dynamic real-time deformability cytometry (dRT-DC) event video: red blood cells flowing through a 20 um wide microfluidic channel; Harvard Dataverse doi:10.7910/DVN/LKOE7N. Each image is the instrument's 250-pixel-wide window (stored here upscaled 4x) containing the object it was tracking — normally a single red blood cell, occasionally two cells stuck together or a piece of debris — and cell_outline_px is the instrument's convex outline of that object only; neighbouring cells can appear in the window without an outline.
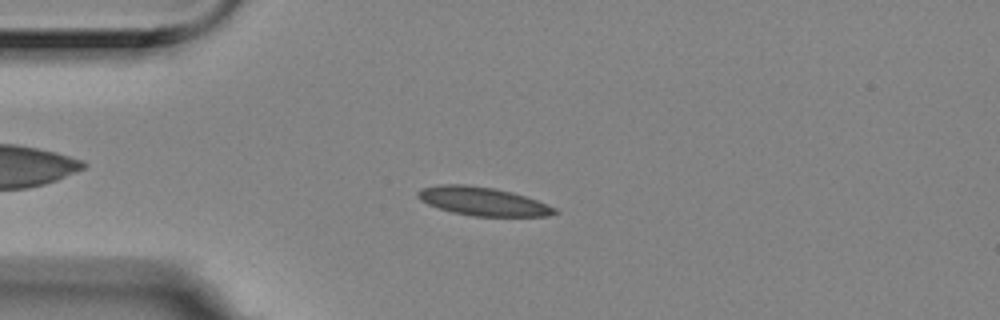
{"species": "Egyptian fruit bat (a non-hibernating species)", "species_latin": "Rousettus aegyptiacus", "temperature_condition": "room temperature", "stored_images_in_passage": 50, "camera_frame_rate_fps": 3000, "um_per_image_px": 0.085, "animal": {"sex": "female"}, "frame": {"image": 1, "passage_image": 8, "time_ms": 2.333, "image_size_px": [1000, 320], "cell_outline_px": [[560, 212], [548, 216], [472, 216], [452, 212], [428, 204], [420, 200], [416, 196], [416, 192], [420, 188], [440, 184], [464, 184], [492, 188], [512, 192], [536, 200], [556, 208]], "centroid_in_image_um": [41.01, 17.11], "position_along_channel_um": 44.0, "area_um2": 22.66}}
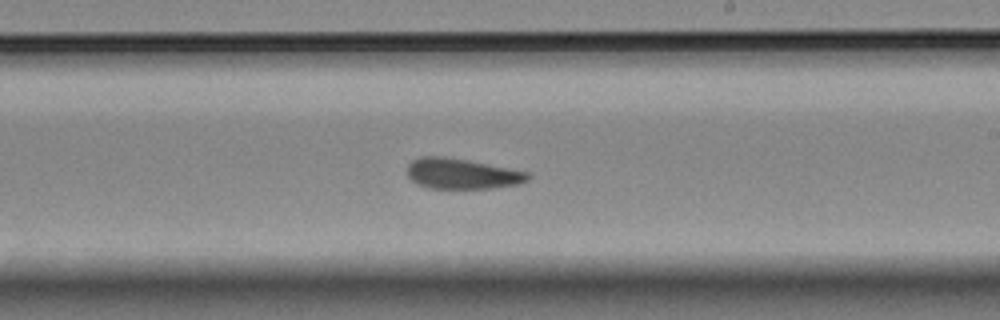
{"frame": {"image": 2, "passage_image": 27, "time_ms": 8.667, "image_size_px": [1000, 320], "cell_outline_px": [[528, 180], [520, 184], [492, 188], [428, 188], [412, 180], [408, 176], [408, 164], [412, 160], [420, 156], [444, 156], [468, 160], [528, 172]], "centroid_in_image_um": [39.25, 14.76], "position_along_channel_um": 249.8, "area_um2": 21.27}}
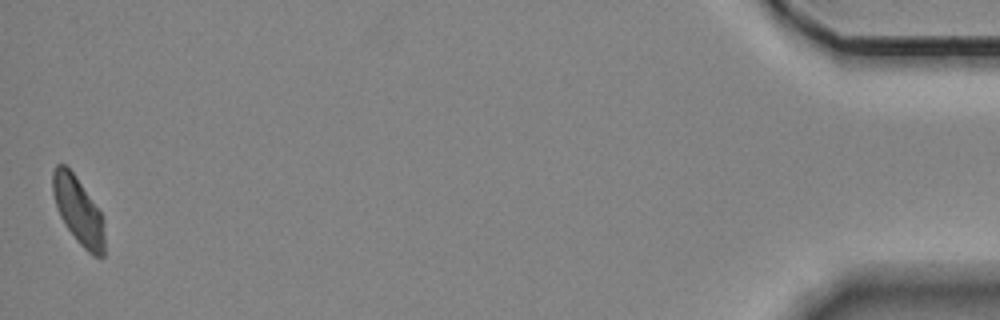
{"frame": {"image": 3, "passage_image": 50, "time_ms": 16.333, "image_size_px": [1000, 320], "cell_outline_px": [[104, 256], [92, 256], [76, 240], [64, 224], [60, 216], [52, 192], [52, 172], [56, 164], [64, 164], [72, 172], [100, 212], [104, 220]], "centroid_in_image_um": [6.64, 17.92], "position_along_channel_um": 428.6, "area_um2": 20.0}, "authors_computed_cell_mechanics": {"area_um2": 21.7906, "velocity_mm_per_s": 3.5212, "shape_relaxation_time_tau1_ms": 6.2087, "shape_relaxation_time_tau2_ms": 2.3353, "deformation_change_tau1": 0.152, "deformation_change_tau2": 0.0905}}